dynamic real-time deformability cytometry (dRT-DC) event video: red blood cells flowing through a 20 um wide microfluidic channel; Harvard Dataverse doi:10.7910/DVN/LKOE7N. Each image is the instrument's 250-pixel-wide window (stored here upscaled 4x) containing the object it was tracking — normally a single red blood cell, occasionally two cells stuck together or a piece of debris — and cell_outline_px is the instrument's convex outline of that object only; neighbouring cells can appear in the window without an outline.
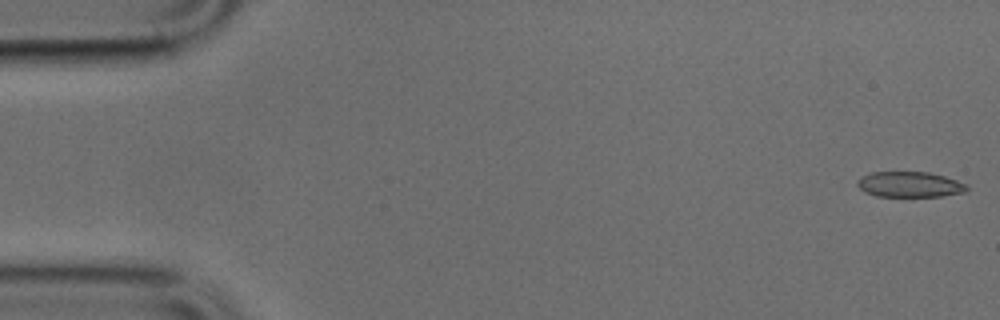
{"species": "common noctule bat (a hibernating species)", "species_latin": "Nyctalus noctula", "temperature_condition": "cold", "stored_images_in_passage": 7, "camera_frame_rate_fps": 3000, "um_per_image_px": 0.085, "animal": {"sex": "male", "body_mass_g": 17.9, "forearm_length_mm": 54.2}, "frame": {"image": 1, "passage_image": 1, "time_ms": 0.0, "image_size_px": [1000, 320], "cell_outline_px": [[968, 192], [940, 196], [876, 196], [864, 192], [856, 184], [856, 180], [860, 176], [872, 172], [928, 172], [944, 176], [968, 184]], "centroid_in_image_um": [77.32, 15.68], "position_along_channel_um": 7.7, "area_um2": 16.42}}